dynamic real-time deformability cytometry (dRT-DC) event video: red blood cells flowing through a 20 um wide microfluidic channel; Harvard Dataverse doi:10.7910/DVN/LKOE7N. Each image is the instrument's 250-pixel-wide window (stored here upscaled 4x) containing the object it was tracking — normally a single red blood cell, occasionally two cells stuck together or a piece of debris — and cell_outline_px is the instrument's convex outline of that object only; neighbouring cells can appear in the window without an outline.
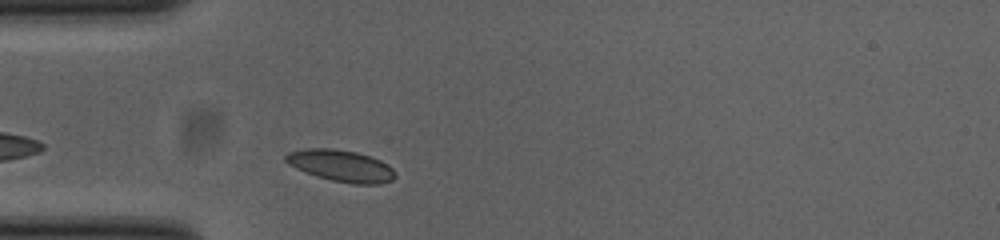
{"species": "common noctule bat (a hibernating species)", "species_latin": "Nyctalus noctula", "temperature_condition": "cold", "stored_images_in_passage": 30, "camera_frame_rate_fps": 3000, "um_per_image_px": 0.085, "animal": {"sex": "female", "body_mass_g": 23.0, "forearm_length_mm": 53.4}, "frame": {"image": 1, "passage_image": 4, "time_ms": 1.0, "image_size_px": [1000, 240], "cell_outline_px": [[396, 176], [392, 180], [380, 184], [352, 184], [332, 180], [316, 176], [296, 168], [288, 164], [284, 160], [284, 156], [288, 152], [308, 148], [332, 148], [356, 152], [380, 160], [392, 168]], "centroid_in_image_um": [28.97, 14.09], "position_along_channel_um": 56.0, "area_um2": 20.11}}
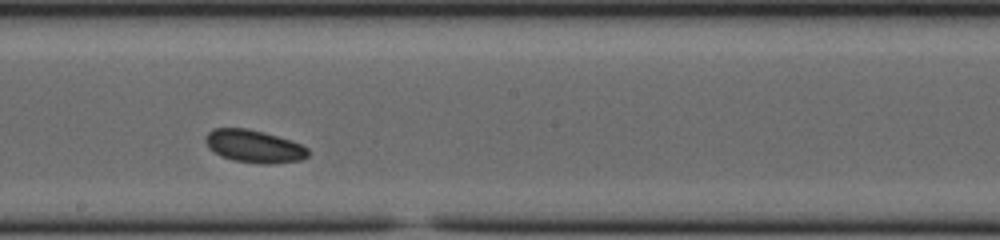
{"frame": {"image": 2, "passage_image": 18, "time_ms": 5.667, "image_size_px": [1000, 240], "cell_outline_px": [[308, 156], [300, 160], [264, 164], [232, 160], [220, 156], [208, 148], [204, 140], [208, 132], [216, 128], [248, 128], [264, 132], [300, 144], [308, 148]], "centroid_in_image_um": [21.55, 12.43], "position_along_channel_um": 226.7, "area_um2": 19.36}}
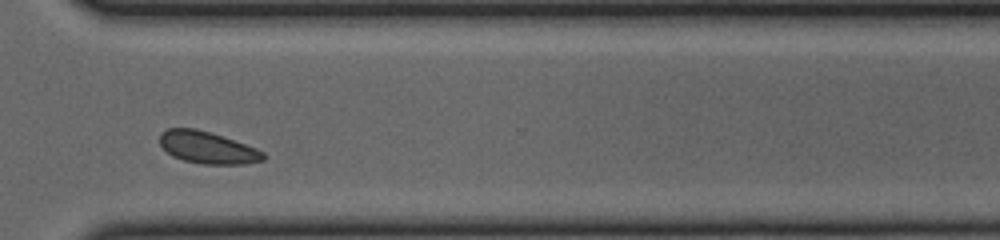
{"frame": {"image": 3, "passage_image": 28, "time_ms": 9.0, "image_size_px": [1000, 240], "cell_outline_px": [[268, 156], [264, 160], [244, 164], [204, 164], [184, 160], [172, 156], [160, 144], [160, 132], [168, 128], [196, 128], [256, 148], [264, 152]], "centroid_in_image_um": [17.64, 12.55], "position_along_channel_um": 353.0, "area_um2": 19.13}, "authors_computed_cell_mechanics": {"area_um2": 19.1029, "velocity_mm_per_s": 3.7744, "shape_relaxation_time_tau1_ms": null, "shape_relaxation_time_tau2_ms": 2.5499, "deformation_change_tau1": null, "deformation_change_tau2": 0.0571}}